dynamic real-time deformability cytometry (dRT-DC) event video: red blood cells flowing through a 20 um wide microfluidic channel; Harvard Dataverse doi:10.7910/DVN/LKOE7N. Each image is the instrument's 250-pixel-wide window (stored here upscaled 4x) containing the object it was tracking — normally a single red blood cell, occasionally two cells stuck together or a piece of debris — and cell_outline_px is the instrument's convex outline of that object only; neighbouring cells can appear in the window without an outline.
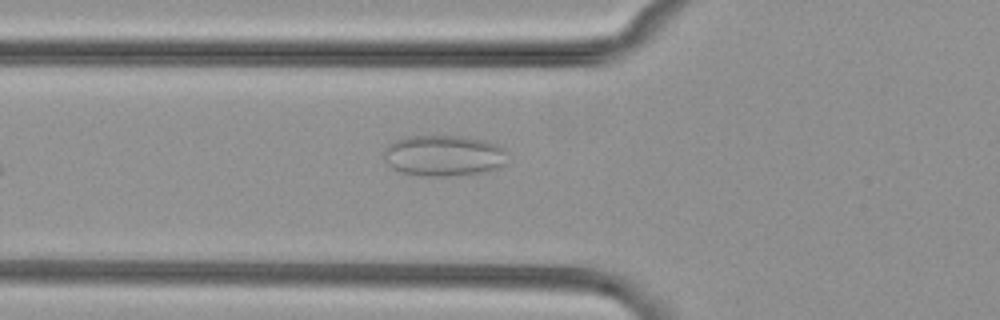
{"species": "common noctule bat (a hibernating species)", "species_latin": "Nyctalus noctula", "temperature_condition": "cold", "stored_images_in_passage": 5, "camera_frame_rate_fps": 3000, "um_per_image_px": 0.085, "animal": {"sex": "female", "body_mass_g": 29.2, "forearm_length_mm": 56.3}, "frame": {"image": 1, "passage_image": 5, "time_ms": 4.667, "image_size_px": [1000, 320], "cell_outline_px": [[504, 164], [496, 168], [484, 172], [448, 176], [420, 176], [400, 172], [392, 168], [384, 160], [384, 148], [388, 144], [404, 136], [460, 136], [484, 140], [496, 144], [504, 148]], "centroid_in_image_um": [37.65, 13.23], "position_along_channel_um": 88.2, "area_um2": 29.54}}